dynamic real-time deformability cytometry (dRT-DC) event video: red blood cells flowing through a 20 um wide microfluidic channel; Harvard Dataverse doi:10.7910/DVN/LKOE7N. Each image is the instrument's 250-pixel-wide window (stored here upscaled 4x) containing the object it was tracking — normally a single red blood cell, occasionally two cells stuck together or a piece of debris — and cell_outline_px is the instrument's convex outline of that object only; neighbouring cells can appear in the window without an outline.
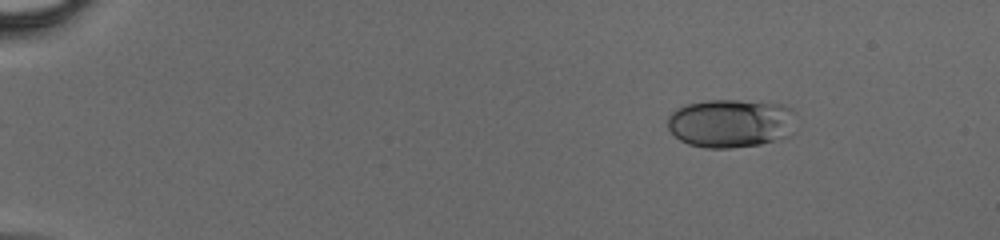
{"species": "human", "species_latin": "Homo sapiens", "temperature_condition": "cold", "stored_images_in_passage": 18, "camera_frame_rate_fps": 3000, "um_per_image_px": 0.085, "donor": {"sex": "male"}, "frame": {"image": 1, "passage_image": 4, "time_ms": 1.0, "image_size_px": [1000, 240], "cell_outline_px": [[792, 132], [788, 136], [760, 144], [732, 148], [704, 148], [688, 144], [680, 140], [668, 128], [668, 116], [676, 108], [688, 104], [708, 100], [736, 100], [780, 104], [792, 108]], "centroid_in_image_um": [62.07, 10.48], "position_along_channel_um": 22.9, "area_um2": 36.13}}
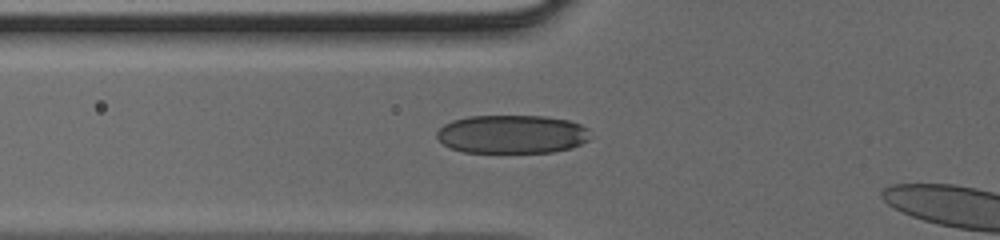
{"frame": {"image": 2, "passage_image": 16, "time_ms": 5.0, "image_size_px": [1000, 240], "cell_outline_px": [[588, 140], [580, 144], [568, 148], [552, 152], [464, 152], [452, 148], [444, 144], [436, 136], [436, 132], [444, 124], [452, 120], [468, 116], [544, 116], [568, 120], [580, 124], [588, 128]], "centroid_in_image_um": [43.5, 11.4], "position_along_channel_um": 82.3, "area_um2": 34.28}}